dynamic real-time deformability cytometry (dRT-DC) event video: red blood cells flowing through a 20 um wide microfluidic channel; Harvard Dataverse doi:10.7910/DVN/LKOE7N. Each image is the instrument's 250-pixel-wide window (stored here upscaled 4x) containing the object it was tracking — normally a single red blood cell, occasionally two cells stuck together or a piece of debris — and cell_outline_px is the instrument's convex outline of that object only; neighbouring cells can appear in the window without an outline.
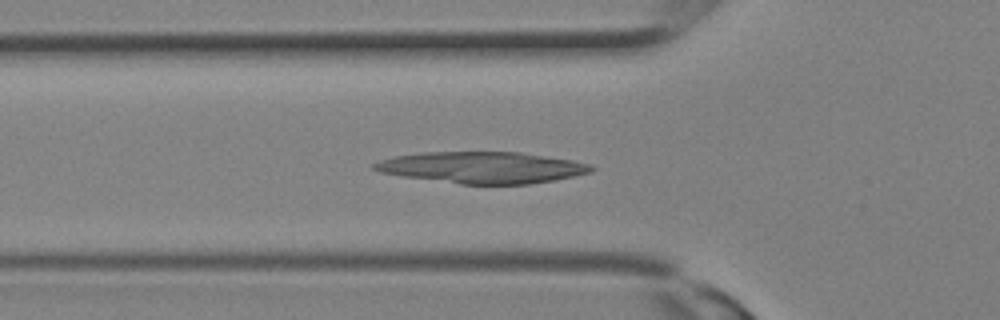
{"species": "Egyptian fruit bat (a non-hibernating species)", "species_latin": "Rousettus aegyptiacus", "temperature_condition": "room temperature", "stored_images_in_passage": 16, "camera_frame_rate_fps": 3000, "um_per_image_px": 0.085, "animal": {"sex": "female"}, "frame": {"image": 1, "passage_image": 10, "time_ms": 3.0, "image_size_px": [1000, 320], "cell_outline_px": [[596, 168], [592, 172], [556, 180], [528, 184], [460, 184], [404, 176], [380, 172], [372, 168], [372, 164], [380, 160], [392, 156], [424, 152], [520, 152], [572, 160], [588, 164]], "centroid_in_image_um": [40.99, 14.23], "position_along_channel_um": 84.8, "area_um2": 39.71}}
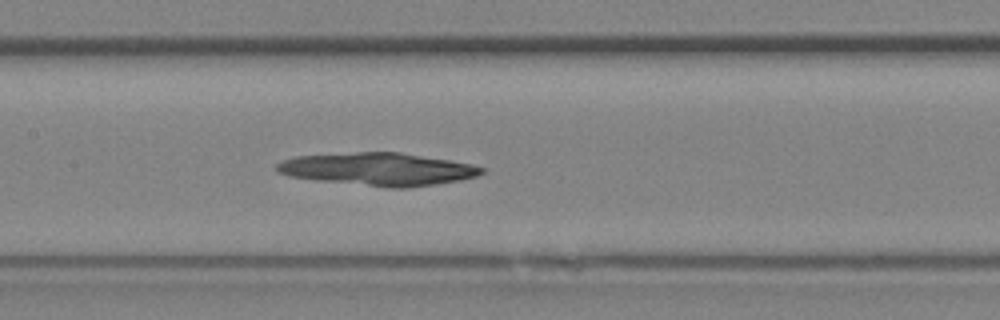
{"frame": {"image": 2, "passage_image": 14, "time_ms": 4.333, "image_size_px": [1000, 320], "cell_outline_px": [[484, 172], [476, 176], [460, 180], [436, 184], [408, 188], [388, 188], [316, 180], [288, 176], [276, 172], [276, 164], [284, 160], [296, 156], [356, 152], [400, 152], [472, 164], [484, 168]], "centroid_in_image_um": [32.12, 14.38], "position_along_channel_um": 175.3, "area_um2": 39.07}}
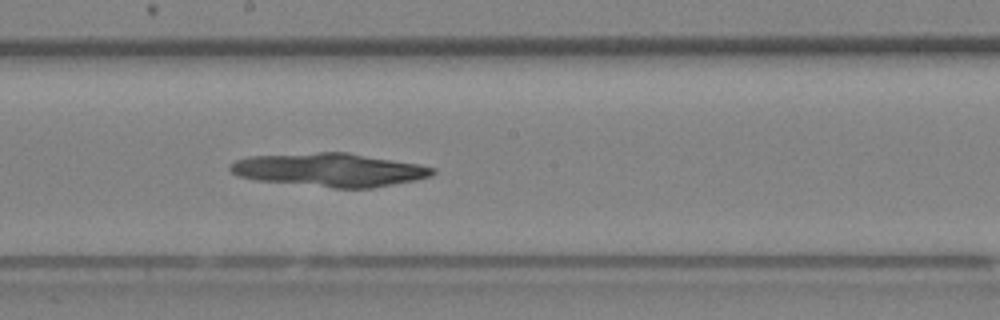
{"frame": {"image": 3, "passage_image": 16, "time_ms": 5.0, "image_size_px": [1000, 320], "cell_outline_px": [[436, 172], [432, 176], [416, 180], [372, 188], [332, 188], [256, 180], [240, 176], [232, 172], [228, 168], [228, 164], [236, 160], [248, 156], [320, 152], [348, 152], [420, 164], [436, 168]], "centroid_in_image_um": [28.04, 14.43], "position_along_channel_um": 220.2, "area_um2": 39.71}}